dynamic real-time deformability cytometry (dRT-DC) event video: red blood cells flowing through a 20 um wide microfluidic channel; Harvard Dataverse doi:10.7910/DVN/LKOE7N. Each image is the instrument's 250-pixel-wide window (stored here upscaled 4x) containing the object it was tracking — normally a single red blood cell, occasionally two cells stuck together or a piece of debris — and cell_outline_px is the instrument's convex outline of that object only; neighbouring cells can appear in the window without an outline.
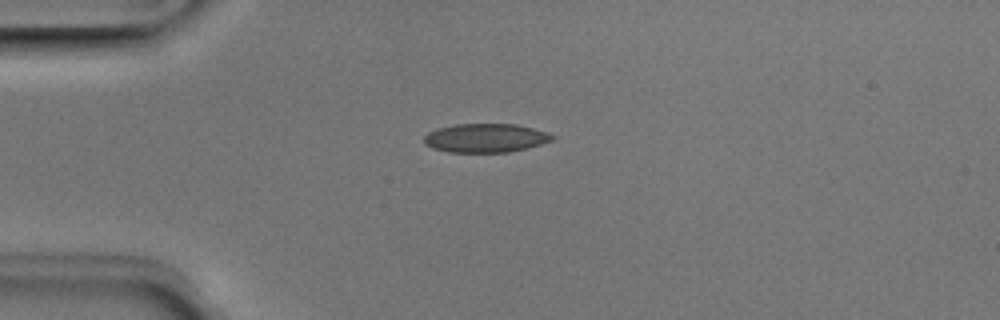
{"species": "Egyptian fruit bat (a non-hibernating species)", "species_latin": "Rousettus aegyptiacus", "temperature_condition": "room temperature", "stored_images_in_passage": 2, "camera_frame_rate_fps": 3000, "um_per_image_px": 0.085, "animal": {"sex": "male"}, "frame": {"image": 1, "passage_image": 1, "time_ms": 0.0, "image_size_px": [1000, 320], "cell_outline_px": [[556, 136], [552, 140], [528, 148], [508, 152], [448, 152], [432, 148], [424, 144], [424, 136], [428, 132], [436, 128], [456, 124], [516, 124], [548, 132]], "centroid_in_image_um": [41.25, 11.73], "position_along_channel_um": 43.7, "area_um2": 21.62}}